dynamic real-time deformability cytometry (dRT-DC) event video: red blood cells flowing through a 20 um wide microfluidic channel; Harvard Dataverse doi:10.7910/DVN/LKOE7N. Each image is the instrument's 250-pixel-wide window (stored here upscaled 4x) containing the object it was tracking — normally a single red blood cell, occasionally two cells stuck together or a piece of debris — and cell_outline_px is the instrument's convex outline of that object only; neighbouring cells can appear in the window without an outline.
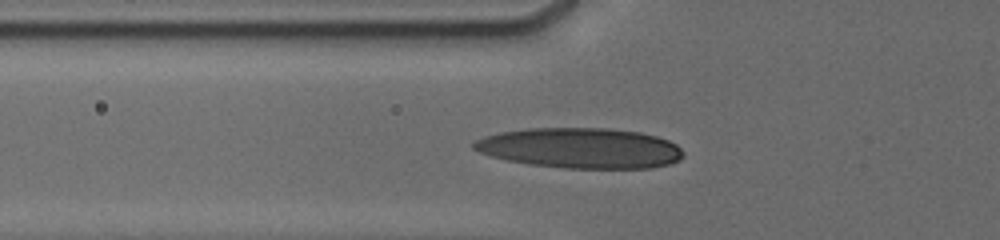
{"species": "human", "species_latin": "Homo sapiens", "temperature_condition": "cold", "stored_images_in_passage": 17, "camera_frame_rate_fps": 3000, "um_per_image_px": 0.085, "donor": {"sex": "male"}, "frame": {"image": 1, "passage_image": 12, "time_ms": 6.333, "image_size_px": [1000, 240], "cell_outline_px": [[684, 156], [680, 160], [668, 164], [652, 168], [564, 168], [528, 164], [488, 156], [472, 148], [472, 144], [476, 140], [484, 136], [500, 132], [528, 128], [604, 128], [640, 132], [656, 136], [668, 140], [676, 144], [684, 152]], "centroid_in_image_um": [49.33, 12.59], "position_along_channel_um": 76.5, "area_um2": 49.42}}
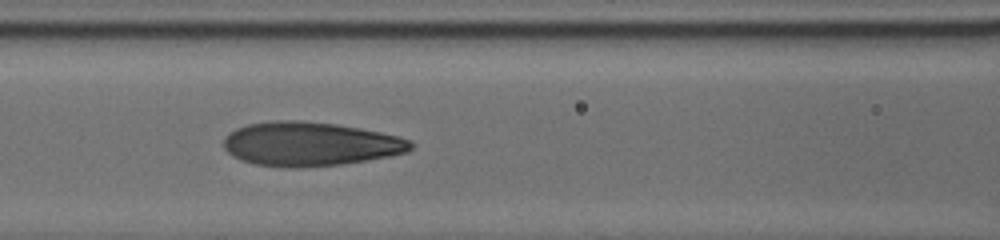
{"frame": {"image": 2, "passage_image": 15, "time_ms": 8.0, "image_size_px": [1000, 240], "cell_outline_px": [[412, 148], [408, 152], [392, 156], [368, 160], [340, 164], [256, 164], [240, 160], [232, 156], [224, 148], [224, 140], [236, 128], [248, 124], [272, 120], [300, 120], [336, 124], [380, 132], [396, 136], [408, 140], [412, 144]], "centroid_in_image_um": [26.38, 12.19], "position_along_channel_um": 140.2, "area_um2": 46.53}}
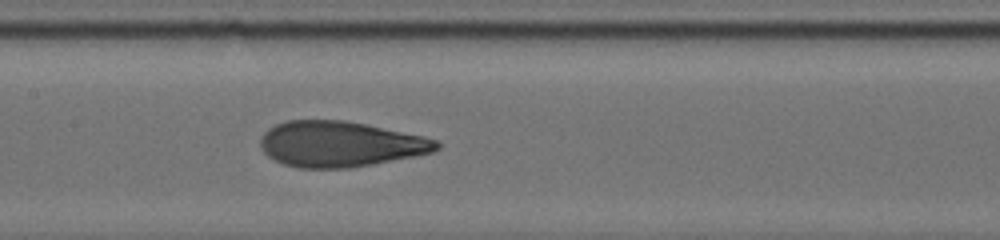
{"frame": {"image": 3, "passage_image": 17, "time_ms": 9.0, "image_size_px": [1000, 240], "cell_outline_px": [[440, 148], [432, 152], [372, 164], [348, 168], [300, 168], [284, 164], [268, 156], [264, 152], [260, 144], [260, 140], [264, 132], [268, 128], [276, 124], [288, 120], [344, 120], [424, 136], [436, 140], [440, 144]], "centroid_in_image_um": [28.89, 12.24], "position_along_channel_um": 178.5, "area_um2": 46.47}}